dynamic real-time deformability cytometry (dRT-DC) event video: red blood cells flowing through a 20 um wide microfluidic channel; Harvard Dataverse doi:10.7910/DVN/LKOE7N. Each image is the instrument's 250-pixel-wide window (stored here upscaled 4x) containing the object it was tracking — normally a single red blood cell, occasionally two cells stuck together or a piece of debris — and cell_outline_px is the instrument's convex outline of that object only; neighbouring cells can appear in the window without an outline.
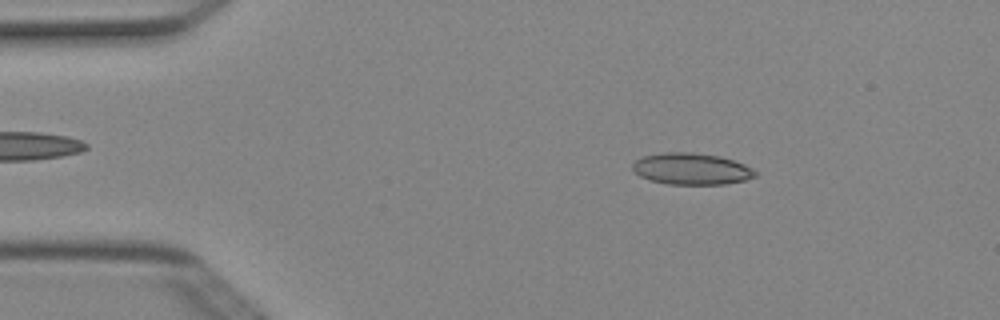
{"species": "Egyptian fruit bat (a non-hibernating species)", "species_latin": "Rousettus aegyptiacus", "temperature_condition": "cold", "stored_images_in_passage": 4, "camera_frame_rate_fps": 3000, "um_per_image_px": 0.085, "animal": {"sex": "female"}, "frame": {"image": 1, "passage_image": 2, "time_ms": 0.333, "image_size_px": [1000, 320], "cell_outline_px": [[756, 176], [744, 180], [724, 184], [668, 184], [652, 180], [640, 176], [632, 168], [632, 164], [636, 160], [644, 156], [664, 152], [692, 152], [720, 156], [744, 164], [756, 172]], "centroid_in_image_um": [58.76, 14.34], "position_along_channel_um": 26.2, "area_um2": 22.31}}
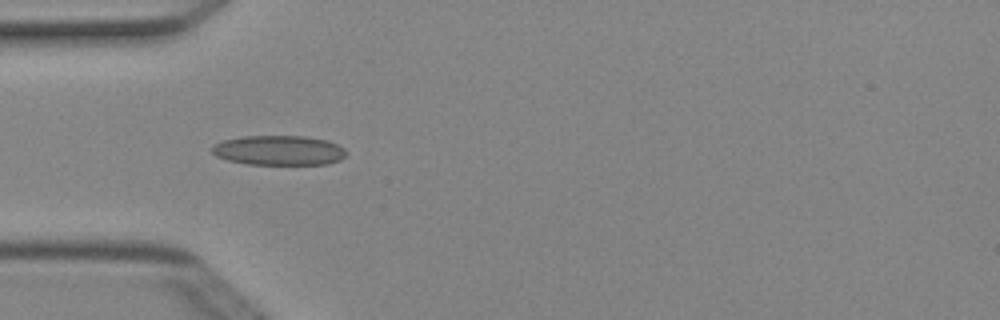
{"frame": {"image": 2, "passage_image": 4, "time_ms": 1.0, "image_size_px": [1000, 320], "cell_outline_px": [[348, 152], [340, 160], [328, 164], [248, 164], [228, 160], [216, 156], [212, 152], [212, 144], [224, 140], [240, 136], [304, 136], [328, 140], [344, 148]], "centroid_in_image_um": [23.7, 12.77], "position_along_channel_um": 61.3, "area_um2": 23.35}}